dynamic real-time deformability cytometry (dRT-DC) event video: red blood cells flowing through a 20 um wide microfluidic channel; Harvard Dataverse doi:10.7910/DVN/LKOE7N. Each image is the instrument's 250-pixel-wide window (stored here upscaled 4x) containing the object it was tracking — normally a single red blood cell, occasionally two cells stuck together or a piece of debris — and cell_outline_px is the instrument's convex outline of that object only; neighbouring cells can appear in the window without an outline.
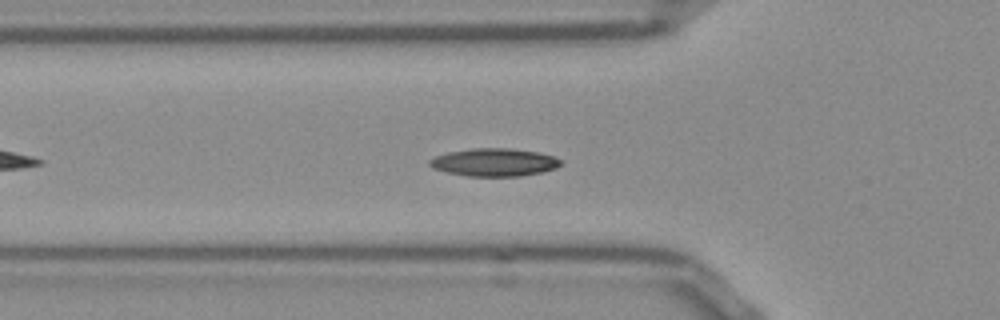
{"species": "Egyptian fruit bat (a non-hibernating species)", "species_latin": "Rousettus aegyptiacus", "temperature_condition": "room temperature", "stored_images_in_passage": 32, "camera_frame_rate_fps": 3000, "um_per_image_px": 0.085, "frame": {"image": 1, "passage_image": 9, "time_ms": 2.667, "image_size_px": [1000, 320], "cell_outline_px": [[564, 164], [556, 168], [544, 172], [520, 176], [468, 176], [448, 172], [432, 168], [428, 164], [428, 160], [436, 156], [448, 152], [472, 148], [508, 148], [536, 152], [552, 156], [560, 160]], "centroid_in_image_um": [42.01, 13.8], "position_along_channel_um": 83.8, "area_um2": 21.27}}
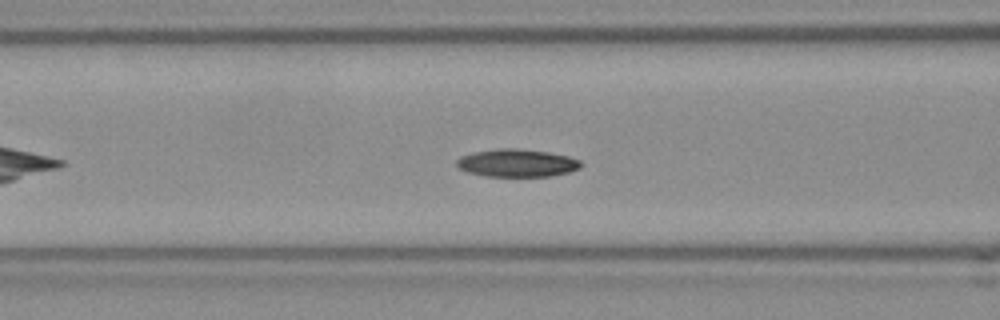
{"frame": {"image": 2, "passage_image": 12, "time_ms": 3.667, "image_size_px": [1000, 320], "cell_outline_px": [[584, 164], [580, 168], [568, 172], [552, 176], [484, 176], [468, 172], [456, 168], [456, 160], [460, 156], [476, 152], [500, 148], [516, 148], [548, 152], [568, 156], [580, 160]], "centroid_in_image_um": [43.94, 13.86], "position_along_channel_um": 122.7, "area_um2": 20.17}}
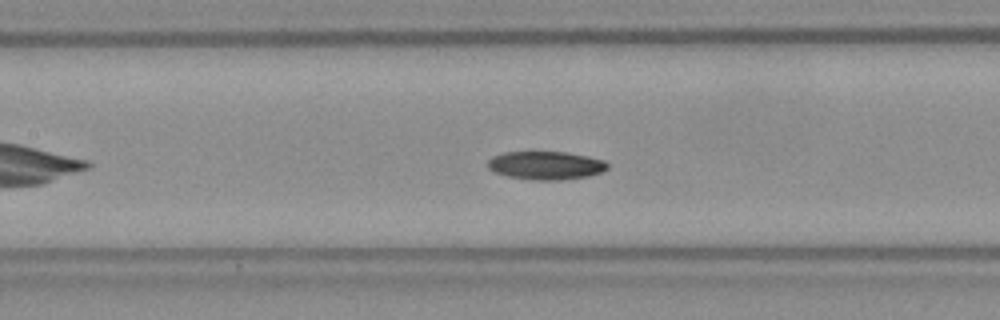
{"frame": {"image": 3, "passage_image": 15, "time_ms": 4.667, "image_size_px": [1000, 320], "cell_outline_px": [[608, 168], [604, 172], [588, 176], [564, 180], [532, 180], [508, 176], [496, 172], [488, 168], [488, 160], [492, 156], [504, 152], [564, 152], [588, 156], [604, 160], [608, 164]], "centroid_in_image_um": [46.42, 14.06], "position_along_channel_um": 161.0, "area_um2": 19.83}, "authors_computed_cell_mechanics": {"area_um2": 19.9988, "velocity_mm_per_s": 3.8168, "shape_relaxation_time_tau1_ms": 7.6331, "shape_relaxation_time_tau2_ms": null, "deformation_change_tau1": 0.1159, "deformation_change_tau2": null}}